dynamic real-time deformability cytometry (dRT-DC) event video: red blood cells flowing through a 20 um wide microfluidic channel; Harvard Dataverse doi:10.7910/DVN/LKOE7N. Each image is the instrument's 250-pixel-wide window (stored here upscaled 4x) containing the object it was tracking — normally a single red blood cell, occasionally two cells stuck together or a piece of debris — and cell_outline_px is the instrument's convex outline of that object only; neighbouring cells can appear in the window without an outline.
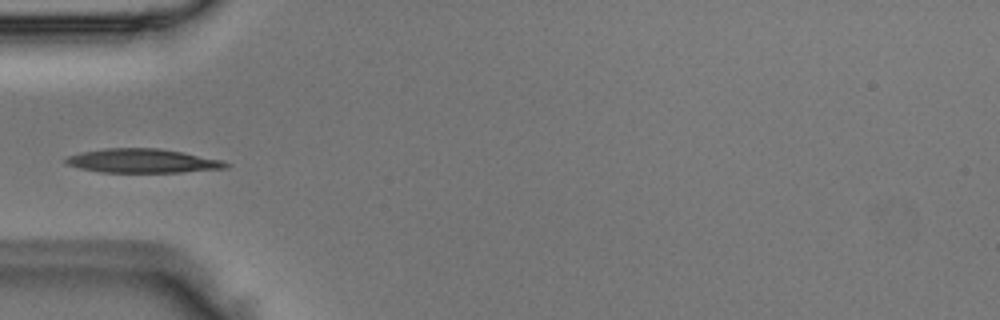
{"species": "Egyptian fruit bat (a non-hibernating species)", "species_latin": "Rousettus aegyptiacus", "temperature_condition": "room temperature", "stored_images_in_passage": 6, "camera_frame_rate_fps": 3000, "um_per_image_px": 0.085, "animal": {"sex": "male"}, "frame": {"image": 1, "passage_image": 6, "time_ms": 1.667, "image_size_px": [1000, 320], "cell_outline_px": [[232, 164], [228, 168], [180, 172], [100, 172], [80, 168], [64, 164], [64, 156], [80, 152], [104, 148], [160, 148], [220, 160]], "centroid_in_image_um": [12.04, 13.67], "position_along_channel_um": 73.0, "area_um2": 22.43}}